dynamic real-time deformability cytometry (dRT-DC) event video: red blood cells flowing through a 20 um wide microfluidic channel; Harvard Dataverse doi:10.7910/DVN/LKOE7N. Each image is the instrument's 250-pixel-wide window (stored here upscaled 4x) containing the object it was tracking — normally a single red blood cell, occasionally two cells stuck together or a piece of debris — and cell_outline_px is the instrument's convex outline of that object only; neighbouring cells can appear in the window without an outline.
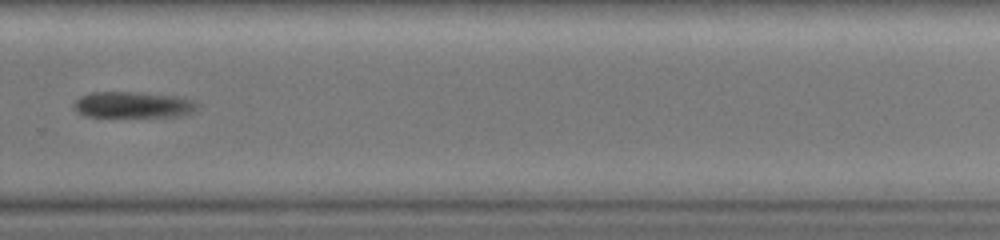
{"species": "common noctule bat (a hibernating species)", "species_latin": "Nyctalus noctula", "temperature_condition": "warm", "stored_images_in_passage": 45, "segment_of_instrument_passage": [2, 2], "camera_frame_rate_fps": 3000, "um_per_image_px": 0.085, "animal": {"sex": "female", "body_mass_g": 19.0, "forearm_length_mm": 51.5}, "frame": {"image": 1, "passage_image": 32, "time_ms": 10.333, "image_size_px": [1000, 240], "cell_outline_px": [[196, 108], [192, 112], [180, 116], [88, 116], [76, 112], [72, 108], [72, 104], [80, 96], [92, 92], [140, 92], [172, 96], [192, 100], [196, 104]], "centroid_in_image_um": [11.22, 8.9], "position_along_channel_um": 318.6, "area_um2": 18.55}}
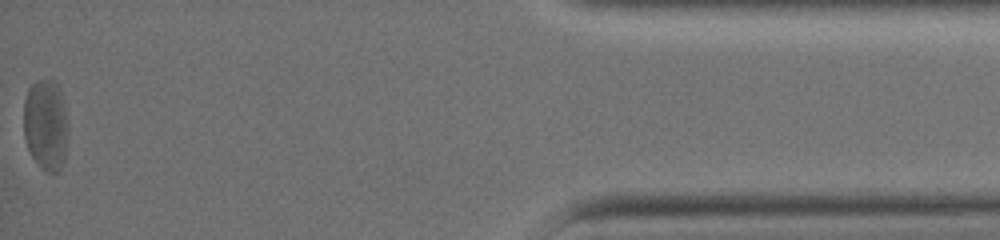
{"frame": {"image": 2, "passage_image": 45, "time_ms": 14.667, "image_size_px": [1000, 240], "cell_outline_px": [[68, 128], [64, 160], [60, 168], [56, 172], [48, 172], [32, 156], [28, 148], [24, 136], [24, 100], [28, 88], [36, 80], [52, 80], [56, 84], [60, 92], [68, 124]], "centroid_in_image_um": [3.88, 10.58], "position_along_channel_um": 431.3, "area_um2": 23.24}}